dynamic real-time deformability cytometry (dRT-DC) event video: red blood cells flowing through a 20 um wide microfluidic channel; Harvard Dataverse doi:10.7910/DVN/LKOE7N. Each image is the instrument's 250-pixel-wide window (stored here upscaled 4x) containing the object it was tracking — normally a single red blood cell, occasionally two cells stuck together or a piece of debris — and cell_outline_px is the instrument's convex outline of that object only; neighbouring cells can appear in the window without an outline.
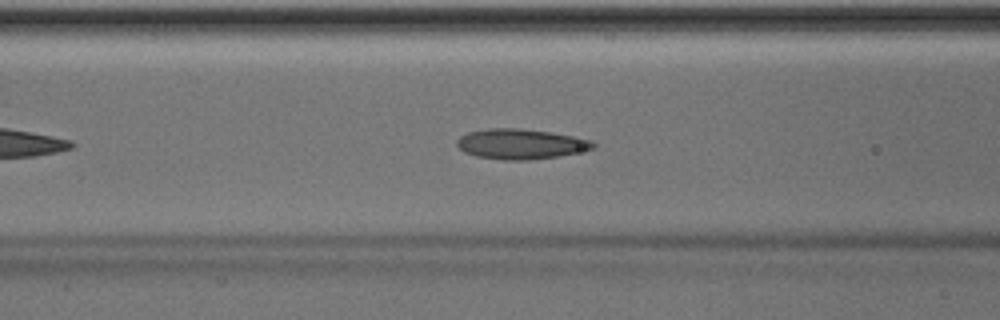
{"species": "Egyptian fruit bat (a non-hibernating species)", "species_latin": "Rousettus aegyptiacus", "temperature_condition": "room temperature", "stored_images_in_passage": 34, "camera_frame_rate_fps": 3000, "um_per_image_px": 0.085, "animal": {"sex": "male"}, "frame": {"image": 1, "passage_image": 10, "time_ms": 3.0, "image_size_px": [1000, 320], "cell_outline_px": [[596, 148], [556, 156], [528, 160], [504, 160], [476, 156], [464, 152], [456, 144], [456, 140], [460, 136], [468, 132], [488, 128], [520, 128], [552, 132], [592, 140], [596, 144]], "centroid_in_image_um": [44.24, 12.23], "position_along_channel_um": 122.4, "area_um2": 23.93}, "authors_computed_cell_mechanics": {"area_um2": 22.9177, "velocity_mm_per_s": 4.0371, "shape_relaxation_time_tau1_ms": 6.353, "shape_relaxation_time_tau2_ms": 1.9227, "deformation_change_tau1": 0.1539, "deformation_change_tau2": 0.0997}}